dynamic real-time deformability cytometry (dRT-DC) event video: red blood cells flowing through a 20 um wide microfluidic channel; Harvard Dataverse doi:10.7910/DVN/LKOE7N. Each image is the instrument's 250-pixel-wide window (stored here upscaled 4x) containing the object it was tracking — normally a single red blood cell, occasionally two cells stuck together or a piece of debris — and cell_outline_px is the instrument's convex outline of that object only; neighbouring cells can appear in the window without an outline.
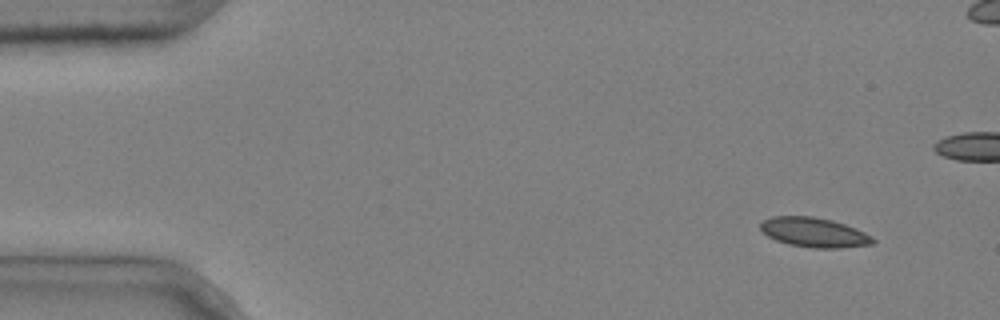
{"species": "common noctule bat (a hibernating species)", "species_latin": "Nyctalus noctula", "temperature_condition": "cold", "stored_images_in_passage": 5, "camera_frame_rate_fps": 3000, "um_per_image_px": 0.085, "animal": {"sex": "male", "body_mass_g": 20.4}, "frame": {"image": 1, "passage_image": 1, "time_ms": 0.0, "image_size_px": [1000, 320], "cell_outline_px": [[876, 240], [872, 244], [840, 248], [812, 248], [788, 244], [776, 240], [768, 236], [760, 228], [760, 224], [764, 220], [772, 216], [812, 216], [832, 220], [856, 228], [872, 236]], "centroid_in_image_um": [69.21, 19.75], "position_along_channel_um": 15.8, "area_um2": 19.36}}